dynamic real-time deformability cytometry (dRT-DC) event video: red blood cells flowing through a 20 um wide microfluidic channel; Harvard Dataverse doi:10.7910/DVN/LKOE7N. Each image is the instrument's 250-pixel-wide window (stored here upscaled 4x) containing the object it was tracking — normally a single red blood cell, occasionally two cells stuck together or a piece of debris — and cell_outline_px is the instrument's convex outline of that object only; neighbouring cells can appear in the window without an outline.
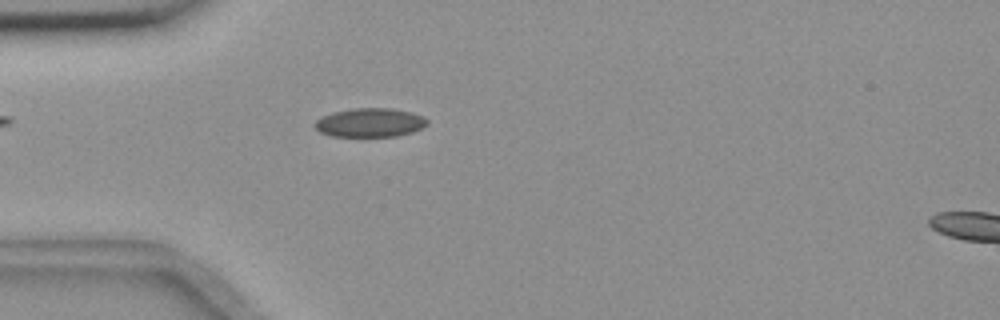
{"species": "common noctule bat (a hibernating species)", "species_latin": "Nyctalus noctula", "temperature_condition": "room temperature", "stored_images_in_passage": 54, "camera_frame_rate_fps": 3000, "um_per_image_px": 0.085, "animal": {"sex": "female", "body_mass_g": 18.4}, "frame": {"image": 1, "passage_image": 15, "time_ms": 4.667, "image_size_px": [1000, 320], "cell_outline_px": [[428, 124], [424, 128], [412, 132], [396, 136], [332, 136], [320, 132], [312, 124], [316, 120], [332, 112], [352, 108], [392, 108], [412, 112], [424, 116], [428, 120]], "centroid_in_image_um": [31.48, 10.41], "position_along_channel_um": 53.5, "area_um2": 19.07}}
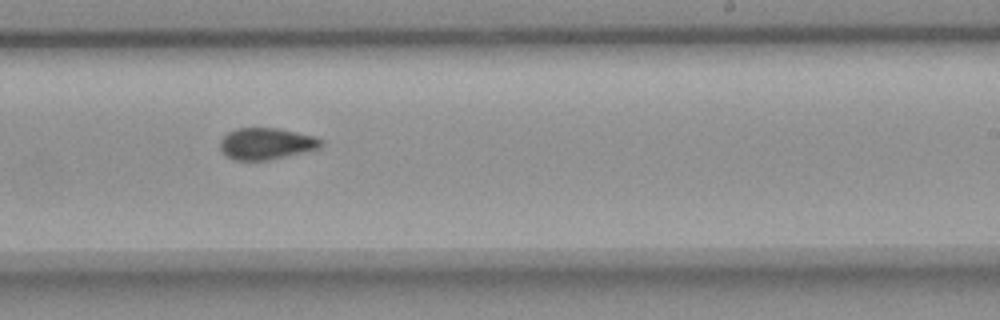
{"frame": {"image": 2, "passage_image": 33, "time_ms": 10.667, "image_size_px": [1000, 320], "cell_outline_px": [[324, 144], [320, 148], [304, 152], [268, 160], [236, 160], [228, 156], [220, 148], [220, 140], [228, 132], [236, 128], [276, 128], [316, 136], [324, 140]], "centroid_in_image_um": [22.68, 12.2], "position_along_channel_um": 266.3, "area_um2": 18.55}}
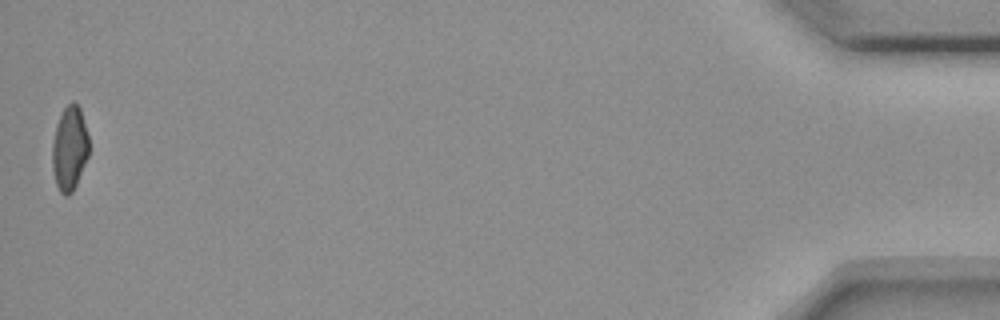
{"frame": {"image": 3, "passage_image": 54, "time_ms": 17.667, "image_size_px": [1000, 320], "cell_outline_px": [[88, 156], [76, 184], [72, 192], [68, 196], [64, 196], [60, 192], [56, 184], [52, 168], [52, 144], [56, 124], [64, 108], [72, 100], [80, 108], [88, 136]], "centroid_in_image_um": [5.89, 12.62], "position_along_channel_um": 429.3, "area_um2": 17.92}, "authors_computed_cell_mechanics": {"area_um2": 18.7561, "velocity_mm_per_s": 3.675, "shape_relaxation_time_tau1_ms": null, "shape_relaxation_time_tau2_ms": 2.0113, "deformation_change_tau1": null, "deformation_change_tau2": 0.0388}}